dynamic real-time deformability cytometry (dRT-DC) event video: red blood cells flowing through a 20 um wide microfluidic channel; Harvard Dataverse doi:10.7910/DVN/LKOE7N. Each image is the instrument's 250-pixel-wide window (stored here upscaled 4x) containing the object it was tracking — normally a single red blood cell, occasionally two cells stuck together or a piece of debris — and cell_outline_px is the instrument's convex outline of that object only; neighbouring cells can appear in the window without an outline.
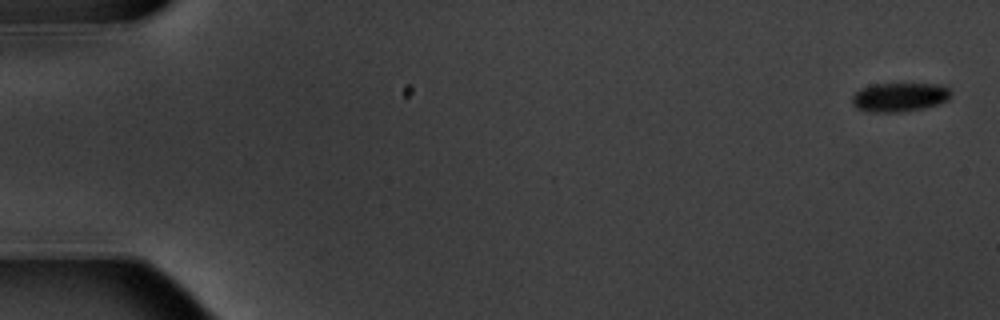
{"species": "common noctule bat (a hibernating species)", "species_latin": "Nyctalus noctula", "temperature_condition": "warm", "stored_images_in_passage": 6, "camera_frame_rate_fps": 3000, "um_per_image_px": 0.085, "animal": {"sex": "male", "body_mass_g": 20.1, "forearm_length_mm": 53.5}, "frame": {"image": 1, "passage_image": 1, "time_ms": 0.0, "image_size_px": [1000, 320], "cell_outline_px": [[952, 96], [948, 100], [924, 108], [900, 112], [872, 112], [856, 108], [852, 104], [852, 96], [860, 88], [872, 84], [944, 84], [952, 92]], "centroid_in_image_um": [76.47, 8.25], "position_along_channel_um": 8.5, "area_um2": 16.82}}
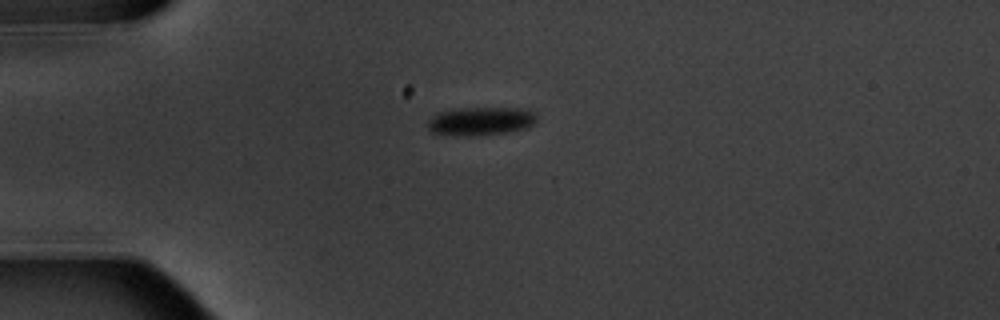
{"frame": {"image": 2, "passage_image": 5, "time_ms": 4.667, "image_size_px": [1000, 320], "cell_outline_px": [[536, 120], [528, 128], [488, 136], [456, 136], [432, 132], [428, 128], [428, 120], [432, 116], [440, 112], [460, 108], [528, 108], [536, 112]], "centroid_in_image_um": [40.91, 10.31], "position_along_channel_um": 44.1, "area_um2": 18.44}}
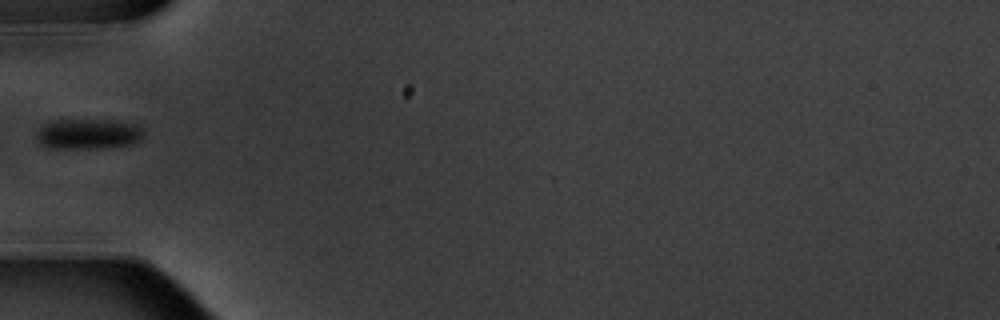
{"frame": {"image": 3, "passage_image": 6, "time_ms": 6.333, "image_size_px": [1000, 320], "cell_outline_px": [[144, 132], [140, 140], [132, 144], [100, 148], [48, 148], [40, 144], [36, 140], [36, 132], [44, 124], [56, 120], [108, 120], [136, 124], [144, 128]], "centroid_in_image_um": [7.49, 11.39], "position_along_channel_um": 77.5, "area_um2": 19.02}}